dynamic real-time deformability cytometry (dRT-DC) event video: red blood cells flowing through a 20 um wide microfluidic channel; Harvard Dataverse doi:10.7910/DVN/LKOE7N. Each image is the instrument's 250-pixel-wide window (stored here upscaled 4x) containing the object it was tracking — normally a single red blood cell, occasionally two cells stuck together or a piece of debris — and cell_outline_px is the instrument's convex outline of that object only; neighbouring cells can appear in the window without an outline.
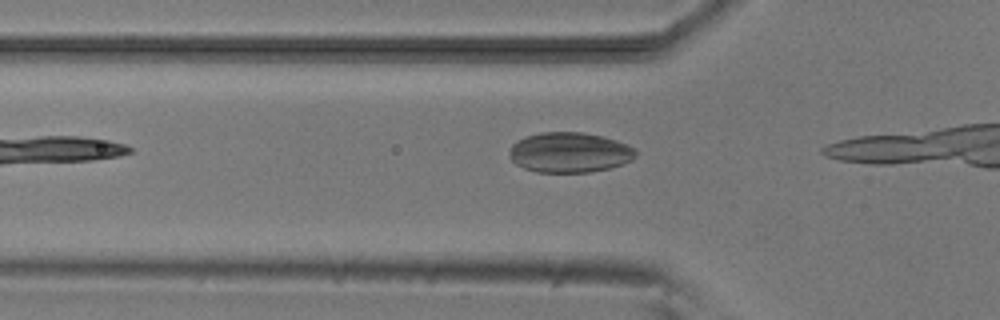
{"species": "common noctule bat (a hibernating species)", "species_latin": "Nyctalus noctula", "temperature_condition": "room temperature", "stored_images_in_passage": 4, "camera_frame_rate_fps": 3000, "um_per_image_px": 0.085, "animal": {"sex": "male", "body_mass_g": 20.5, "forearm_length_mm": 52.5}, "frame": {"image": 1, "passage_image": 4, "time_ms": 3.333, "image_size_px": [1000, 320], "cell_outline_px": [[636, 156], [632, 160], [608, 168], [588, 172], [536, 172], [524, 168], [516, 164], [508, 156], [512, 144], [516, 140], [524, 136], [540, 132], [584, 132], [616, 140], [628, 144], [636, 148]], "centroid_in_image_um": [48.39, 12.94], "position_along_channel_um": 77.4, "area_um2": 29.71}}